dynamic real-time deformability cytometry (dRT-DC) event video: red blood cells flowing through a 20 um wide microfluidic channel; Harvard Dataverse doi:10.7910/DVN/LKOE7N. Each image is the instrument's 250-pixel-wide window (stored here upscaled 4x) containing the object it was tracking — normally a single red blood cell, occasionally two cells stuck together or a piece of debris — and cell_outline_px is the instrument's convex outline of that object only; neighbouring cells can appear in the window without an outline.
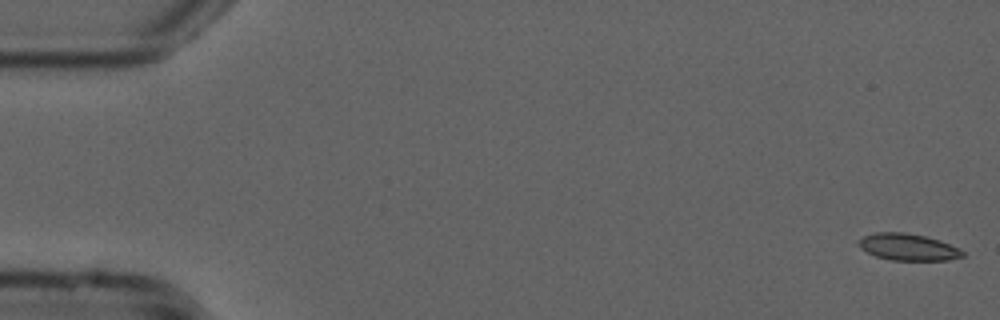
{"species": "common noctule bat (a hibernating species)", "species_latin": "Nyctalus noctula", "temperature_condition": "cold", "stored_images_in_passage": 9, "camera_frame_rate_fps": 3000, "um_per_image_px": 0.085, "animal": {"sex": "male", "forearm_length_mm": 52.5}, "frame": {"image": 1, "passage_image": 1, "time_ms": 0.0, "image_size_px": [1000, 320], "cell_outline_px": [[964, 256], [948, 260], [892, 260], [876, 256], [860, 248], [856, 244], [856, 240], [864, 236], [876, 232], [904, 232], [924, 236], [940, 240], [960, 248], [964, 252]], "centroid_in_image_um": [77.17, 20.99], "position_along_channel_um": 7.8, "area_um2": 16.3}}